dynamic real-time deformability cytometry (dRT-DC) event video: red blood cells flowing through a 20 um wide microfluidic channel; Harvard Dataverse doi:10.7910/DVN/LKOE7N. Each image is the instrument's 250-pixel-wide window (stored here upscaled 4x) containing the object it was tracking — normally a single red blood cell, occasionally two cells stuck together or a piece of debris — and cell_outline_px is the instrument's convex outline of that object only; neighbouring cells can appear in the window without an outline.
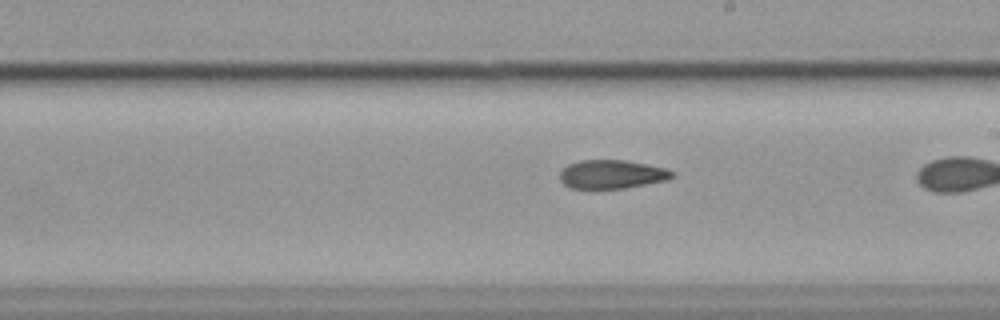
{"species": "common noctule bat (a hibernating species)", "species_latin": "Nyctalus noctula", "temperature_condition": "cold", "stored_images_in_passage": 35, "camera_frame_rate_fps": 3000, "um_per_image_px": 0.085, "animal": {"sex": "female", "body_mass_g": 19.9}, "frame": {"image": 1, "passage_image": 30, "time_ms": 9.667, "image_size_px": [1000, 320], "cell_outline_px": [[676, 176], [668, 180], [624, 188], [568, 188], [560, 180], [560, 172], [568, 164], [580, 160], [628, 160], [648, 164], [664, 168], [676, 172]], "centroid_in_image_um": [52.04, 14.81], "position_along_channel_um": 237.0, "area_um2": 18.9}}